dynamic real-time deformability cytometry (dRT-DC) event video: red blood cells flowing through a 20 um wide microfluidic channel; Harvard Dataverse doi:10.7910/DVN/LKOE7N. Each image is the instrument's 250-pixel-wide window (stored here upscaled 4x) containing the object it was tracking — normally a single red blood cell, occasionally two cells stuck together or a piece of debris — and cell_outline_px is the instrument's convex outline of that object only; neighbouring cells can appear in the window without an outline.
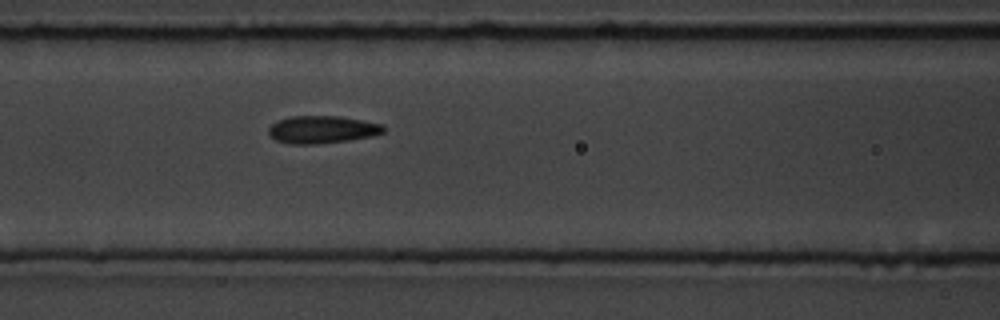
{"species": "common noctule bat (a hibernating species)", "species_latin": "Nyctalus noctula", "temperature_condition": "room temperature", "stored_images_in_passage": 8, "camera_frame_rate_fps": 3000, "um_per_image_px": 0.085, "animal": {"sex": "male", "body_mass_g": 19.5, "forearm_length_mm": 54.6}, "frame": {"image": 1, "passage_image": 8, "time_ms": 2.333, "image_size_px": [1000, 320], "cell_outline_px": [[384, 132], [372, 136], [348, 140], [316, 144], [288, 144], [276, 140], [268, 136], [268, 128], [276, 120], [292, 116], [340, 116], [384, 124]], "centroid_in_image_um": [27.34, 11.01], "position_along_channel_um": 139.3, "area_um2": 18.61}}